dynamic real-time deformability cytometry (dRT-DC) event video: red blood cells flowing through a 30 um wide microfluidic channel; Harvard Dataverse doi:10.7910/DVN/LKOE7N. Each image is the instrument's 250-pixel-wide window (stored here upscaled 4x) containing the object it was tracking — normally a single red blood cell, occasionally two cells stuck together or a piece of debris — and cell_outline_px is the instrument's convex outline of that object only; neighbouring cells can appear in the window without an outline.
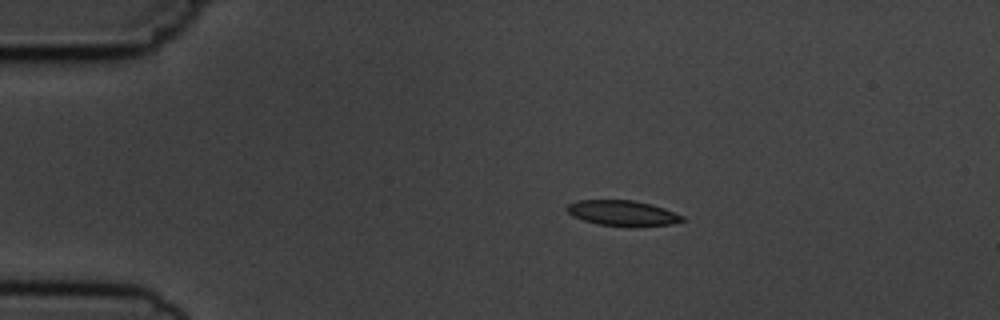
{"species": "common noctule bat (a hibernating species)", "species_latin": "Nyctalus noctula", "temperature_condition": "cold", "stored_images_in_passage": 9, "camera_frame_rate_fps": 3000, "um_per_image_px": 0.085, "animal": {"sex": "male", "body_mass_g": 19.5, "forearm_length_mm": 54.6}, "frame": {"image": 1, "passage_image": 3, "time_ms": 2.333, "image_size_px": [1000, 320], "cell_outline_px": [[684, 220], [672, 224], [600, 224], [584, 220], [572, 216], [564, 208], [568, 204], [576, 200], [632, 200], [652, 204], [664, 208], [684, 216]], "centroid_in_image_um": [52.86, 18.06], "position_along_channel_um": 32.1, "area_um2": 16.36}}
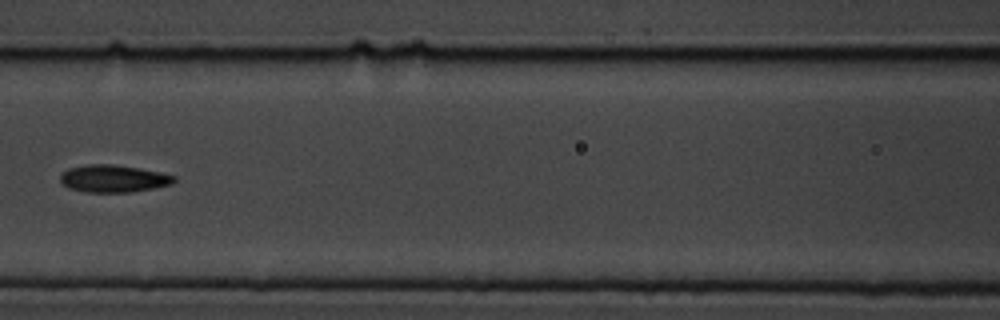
{"frame": {"image": 2, "passage_image": 7, "time_ms": 7.0, "image_size_px": [1000, 320], "cell_outline_px": [[176, 180], [172, 184], [132, 192], [88, 192], [68, 188], [60, 180], [60, 176], [68, 168], [88, 164], [112, 164], [160, 172], [176, 176]], "centroid_in_image_um": [9.64, 15.18], "position_along_channel_um": 157.0, "area_um2": 17.98}}
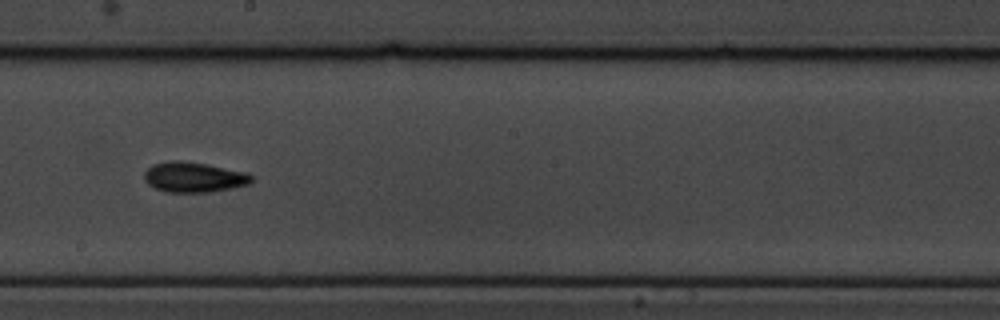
{"frame": {"image": 3, "passage_image": 9, "time_ms": 9.0, "image_size_px": [1000, 320], "cell_outline_px": [[252, 180], [248, 184], [208, 192], [168, 192], [156, 188], [148, 184], [144, 180], [144, 172], [152, 164], [168, 160], [180, 160], [208, 164], [248, 172], [252, 176]], "centroid_in_image_um": [16.45, 15.03], "position_along_channel_um": 231.8, "area_um2": 18.9}}